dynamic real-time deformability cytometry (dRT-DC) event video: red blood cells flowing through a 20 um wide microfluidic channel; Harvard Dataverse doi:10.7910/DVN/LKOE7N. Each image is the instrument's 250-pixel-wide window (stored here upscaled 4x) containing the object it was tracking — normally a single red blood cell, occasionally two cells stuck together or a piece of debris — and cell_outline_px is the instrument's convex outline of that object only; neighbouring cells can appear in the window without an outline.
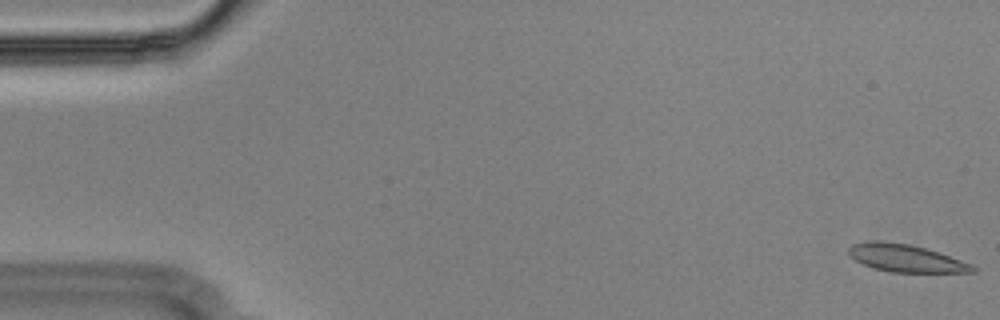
{"species": "Egyptian fruit bat (a non-hibernating species)", "species_latin": "Rousettus aegyptiacus", "temperature_condition": "cold", "stored_images_in_passage": 56, "camera_frame_rate_fps": 3000, "um_per_image_px": 0.085, "animal": {"sex": "male"}, "frame": {"image": 1, "passage_image": 1, "time_ms": 0.0, "image_size_px": [1000, 320], "cell_outline_px": [[976, 272], [892, 272], [872, 268], [856, 260], [848, 252], [848, 248], [852, 244], [868, 240], [880, 240], [908, 244], [924, 248], [972, 264], [976, 268]], "centroid_in_image_um": [76.95, 21.94], "position_along_channel_um": 8.1, "area_um2": 19.65}}
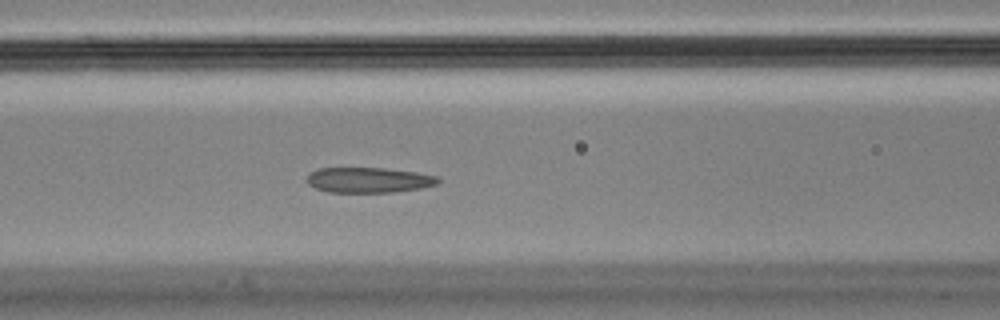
{"frame": {"image": 2, "passage_image": 23, "time_ms": 7.333, "image_size_px": [1000, 320], "cell_outline_px": [[440, 184], [420, 188], [392, 192], [328, 192], [316, 188], [308, 184], [308, 176], [312, 172], [320, 168], [384, 168], [416, 172], [440, 176]], "centroid_in_image_um": [31.41, 15.3], "position_along_channel_um": 135.2, "area_um2": 19.31}}
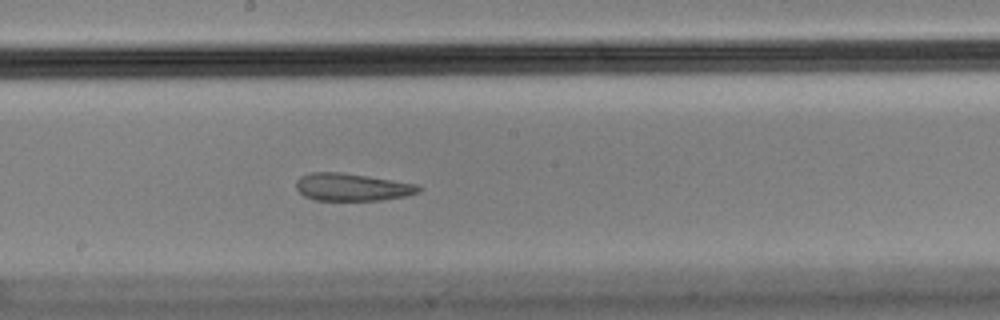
{"frame": {"image": 3, "passage_image": 30, "time_ms": 9.667, "image_size_px": [1000, 320], "cell_outline_px": [[420, 192], [404, 196], [380, 200], [312, 200], [304, 196], [296, 188], [296, 180], [300, 176], [312, 172], [340, 172], [416, 184], [420, 188]], "centroid_in_image_um": [29.86, 15.91], "position_along_channel_um": 218.3, "area_um2": 19.42}}